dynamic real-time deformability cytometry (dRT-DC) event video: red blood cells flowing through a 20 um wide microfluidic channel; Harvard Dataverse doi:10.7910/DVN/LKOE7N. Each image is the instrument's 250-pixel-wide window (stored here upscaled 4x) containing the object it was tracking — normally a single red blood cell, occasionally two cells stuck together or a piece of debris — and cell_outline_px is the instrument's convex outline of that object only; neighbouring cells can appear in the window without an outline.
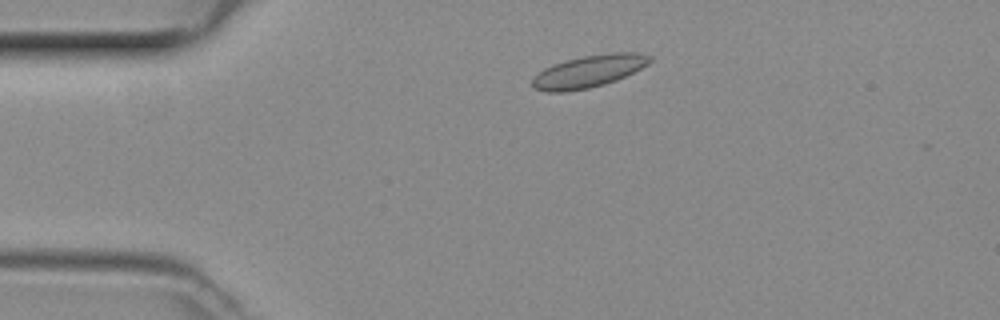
{"species": "common noctule bat (a hibernating species)", "species_latin": "Nyctalus noctula", "temperature_condition": "room temperature", "stored_images_in_passage": 44, "camera_frame_rate_fps": 3000, "um_per_image_px": 0.085, "animal": {"sex": "female", "body_mass_g": 29.2, "forearm_length_mm": 56.3}, "frame": {"image": 1, "passage_image": 5, "time_ms": 1.333, "image_size_px": [1000, 320], "cell_outline_px": [[652, 60], [648, 64], [616, 80], [604, 84], [588, 88], [568, 92], [544, 92], [536, 88], [532, 84], [532, 76], [544, 68], [552, 64], [564, 60], [584, 56], [612, 52], [640, 52], [652, 56]], "centroid_in_image_um": [50.02, 6.05], "position_along_channel_um": 35.0, "area_um2": 22.2}}
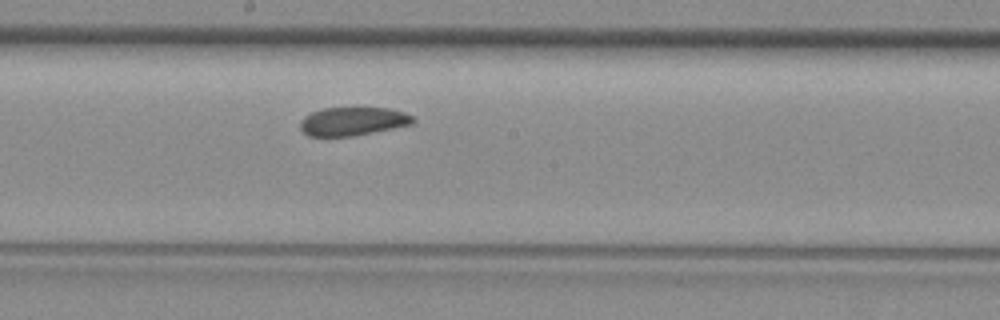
{"frame": {"image": 2, "passage_image": 21, "time_ms": 6.667, "image_size_px": [1000, 320], "cell_outline_px": [[416, 120], [412, 124], [352, 136], [308, 136], [300, 128], [300, 120], [304, 116], [312, 112], [324, 108], [388, 108], [404, 112], [412, 116]], "centroid_in_image_um": [29.97, 10.31], "position_along_channel_um": 218.2, "area_um2": 18.55}}
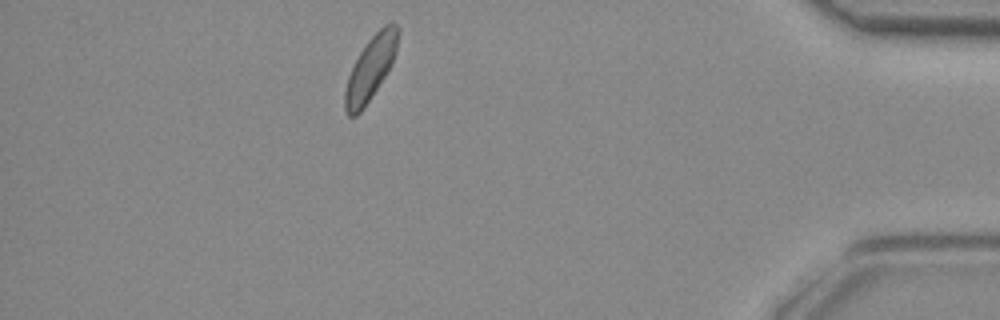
{"frame": {"image": 3, "passage_image": 38, "time_ms": 12.333, "image_size_px": [1000, 320], "cell_outline_px": [[400, 32], [396, 52], [392, 64], [360, 112], [356, 116], [348, 116], [344, 108], [344, 92], [348, 76], [360, 52], [368, 40], [388, 20], [392, 20], [400, 28]], "centroid_in_image_um": [31.52, 5.73], "position_along_channel_um": 403.7, "area_um2": 19.54}}